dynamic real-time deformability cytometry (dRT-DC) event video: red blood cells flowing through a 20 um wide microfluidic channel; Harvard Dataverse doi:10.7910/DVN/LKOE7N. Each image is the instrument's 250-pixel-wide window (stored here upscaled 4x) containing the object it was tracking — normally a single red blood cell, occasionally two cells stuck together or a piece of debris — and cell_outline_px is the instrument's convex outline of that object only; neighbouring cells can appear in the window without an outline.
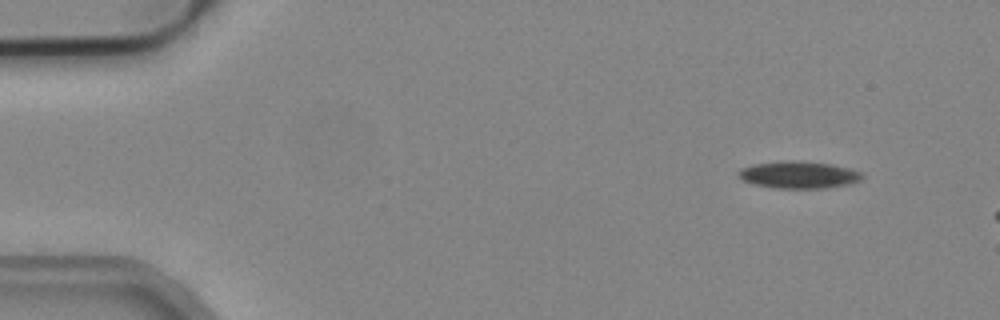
{"species": "common noctule bat (a hibernating species)", "species_latin": "Nyctalus noctula", "temperature_condition": "cold", "stored_images_in_passage": 3, "camera_frame_rate_fps": 3000, "um_per_image_px": 0.085, "animal": {"sex": "male", "body_mass_g": 19.2, "forearm_length_mm": 51.8}, "frame": {"image": 1, "passage_image": 1, "time_ms": 0.0, "image_size_px": [1000, 320], "cell_outline_px": [[864, 176], [860, 180], [848, 184], [824, 188], [776, 188], [756, 184], [744, 180], [736, 172], [740, 168], [752, 164], [788, 160], [800, 160], [828, 164], [848, 168], [860, 172]], "centroid_in_image_um": [67.87, 14.85], "position_along_channel_um": 17.1, "area_um2": 19.36}}